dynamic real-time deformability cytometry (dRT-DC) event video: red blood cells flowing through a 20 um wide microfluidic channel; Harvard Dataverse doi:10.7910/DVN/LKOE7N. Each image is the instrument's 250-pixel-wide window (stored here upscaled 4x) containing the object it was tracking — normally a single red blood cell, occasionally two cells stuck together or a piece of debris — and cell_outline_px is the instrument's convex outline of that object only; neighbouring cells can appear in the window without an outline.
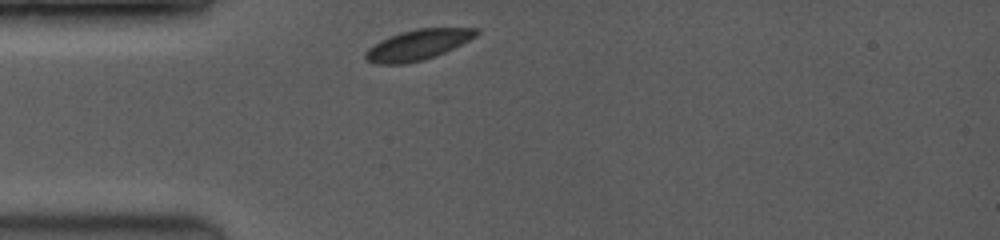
{"species": "common noctule bat (a hibernating species)", "species_latin": "Nyctalus noctula", "temperature_condition": "room temperature", "stored_images_in_passage": 4, "camera_frame_rate_fps": 3500, "um_per_image_px": 0.085, "animal": {"sex": "female", "body_mass_g": 19.0, "forearm_length_mm": 53.3}, "frame": {"image": 1, "passage_image": 1, "time_ms": 0.0, "image_size_px": [1000, 240], "cell_outline_px": [[480, 32], [476, 36], [444, 52], [424, 60], [404, 64], [376, 64], [368, 60], [364, 56], [364, 52], [372, 44], [388, 36], [400, 32], [416, 28], [480, 28]], "centroid_in_image_um": [35.47, 3.8], "position_along_channel_um": 49.5, "area_um2": 19.65}}
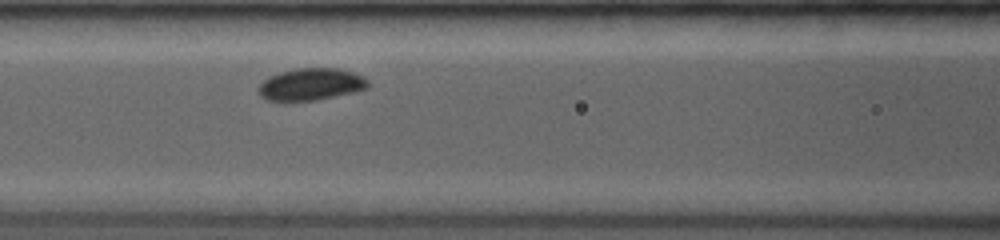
{"frame": {"image": 2, "passage_image": 4, "time_ms": 2.571, "image_size_px": [1000, 240], "cell_outline_px": [[368, 88], [352, 92], [316, 100], [264, 100], [260, 96], [260, 84], [264, 80], [280, 72], [296, 68], [340, 68], [364, 76], [368, 80]], "centroid_in_image_um": [26.46, 7.15], "position_along_channel_um": 140.1, "area_um2": 20.17}}